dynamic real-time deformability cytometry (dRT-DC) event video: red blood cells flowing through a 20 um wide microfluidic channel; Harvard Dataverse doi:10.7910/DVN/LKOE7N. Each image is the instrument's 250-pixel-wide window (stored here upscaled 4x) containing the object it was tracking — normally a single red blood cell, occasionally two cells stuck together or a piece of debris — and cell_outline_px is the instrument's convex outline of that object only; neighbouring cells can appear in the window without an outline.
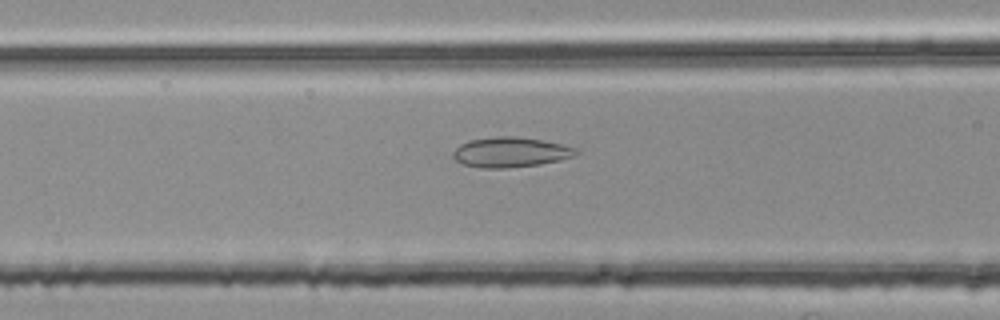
{"species": "common noctule bat (a hibernating species)", "species_latin": "Nyctalus noctula", "temperature_condition": "room temperature", "stored_images_in_passage": 7, "camera_frame_rate_fps": 3000, "um_per_image_px": 0.085, "animal": {"sex": "female", "body_mass_g": 25.1}, "frame": {"image": 1, "passage_image": 5, "time_ms": 1.333, "image_size_px": [1000, 320], "cell_outline_px": [[576, 152], [572, 156], [560, 160], [540, 164], [508, 168], [480, 168], [464, 164], [456, 160], [452, 156], [452, 152], [460, 144], [468, 140], [496, 136], [516, 136], [540, 140], [560, 144], [576, 148]], "centroid_in_image_um": [43.33, 12.94], "position_along_channel_um": 123.3, "area_um2": 21.39}}